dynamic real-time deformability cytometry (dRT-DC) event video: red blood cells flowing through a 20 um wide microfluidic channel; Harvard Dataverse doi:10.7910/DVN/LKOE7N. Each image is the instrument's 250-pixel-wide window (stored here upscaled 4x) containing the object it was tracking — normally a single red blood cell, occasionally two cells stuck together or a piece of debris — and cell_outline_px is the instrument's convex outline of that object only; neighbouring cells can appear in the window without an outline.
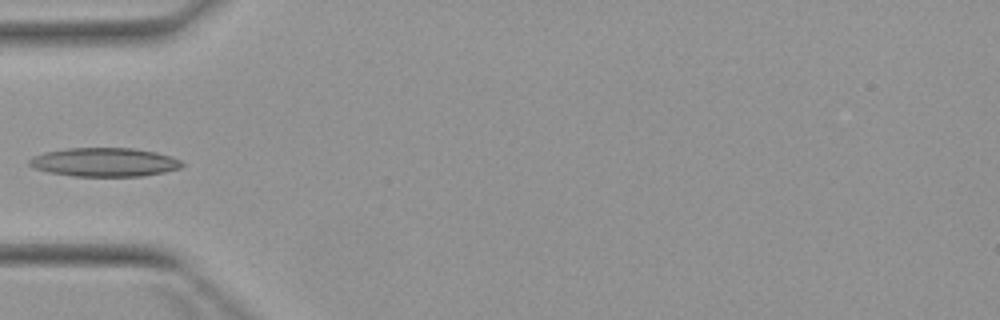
{"species": "Egyptian fruit bat (a non-hibernating species)", "species_latin": "Rousettus aegyptiacus", "temperature_condition": "warm", "stored_images_in_passage": 3, "camera_frame_rate_fps": 3000, "um_per_image_px": 0.085, "animal": {"sex": "female"}, "frame": {"image": 1, "passage_image": 3, "time_ms": 2.333, "image_size_px": [1000, 320], "cell_outline_px": [[184, 164], [180, 168], [164, 172], [144, 176], [72, 176], [48, 172], [36, 168], [28, 164], [28, 160], [32, 156], [44, 152], [68, 148], [132, 148], [156, 152], [172, 156], [180, 160]], "centroid_in_image_um": [8.88, 13.78], "position_along_channel_um": 76.1, "area_um2": 25.66}}